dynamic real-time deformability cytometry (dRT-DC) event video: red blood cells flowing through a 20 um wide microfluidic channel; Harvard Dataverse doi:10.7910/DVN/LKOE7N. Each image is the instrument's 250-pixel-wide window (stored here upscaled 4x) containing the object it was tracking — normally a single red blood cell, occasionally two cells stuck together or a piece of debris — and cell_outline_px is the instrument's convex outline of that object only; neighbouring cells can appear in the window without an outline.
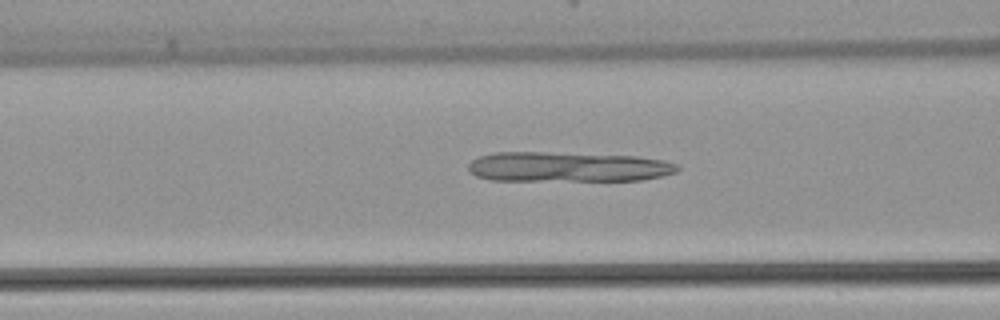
{"species": "common noctule bat (a hibernating species)", "species_latin": "Nyctalus noctula", "temperature_condition": "warm", "stored_images_in_passage": 47, "camera_frame_rate_fps": 3000, "um_per_image_px": 0.085, "animal": {"sex": "female", "body_mass_g": 22.7, "forearm_length_mm": 54.2}, "frame": {"image": 1, "passage_image": 19, "time_ms": 6.0, "image_size_px": [1000, 320], "cell_outline_px": [[680, 168], [676, 172], [660, 176], [640, 180], [492, 180], [476, 176], [468, 172], [468, 164], [472, 160], [480, 156], [496, 152], [548, 152], [636, 156], [664, 160], [676, 164]], "centroid_in_image_um": [48.23, 14.18], "position_along_channel_um": 118.4, "area_um2": 36.41}}
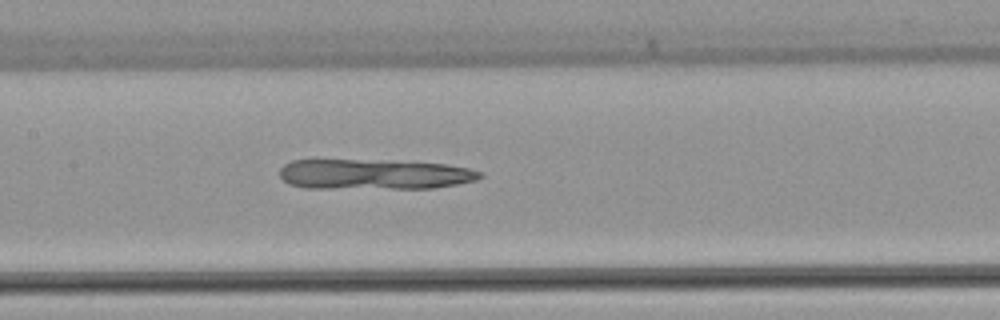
{"frame": {"image": 2, "passage_image": 23, "time_ms": 7.333, "image_size_px": [1000, 320], "cell_outline_px": [[484, 176], [476, 180], [456, 184], [432, 188], [304, 188], [288, 184], [280, 176], [280, 168], [284, 164], [292, 160], [380, 160], [444, 164], [468, 168], [484, 172]], "centroid_in_image_um": [31.79, 14.81], "position_along_channel_um": 175.6, "area_um2": 35.37}}
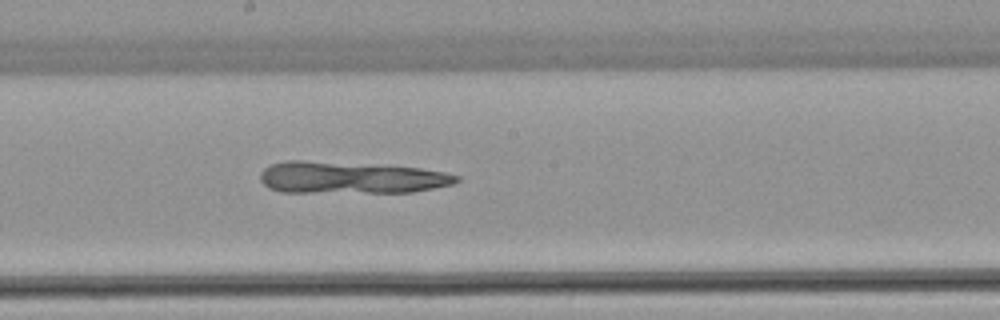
{"frame": {"image": 3, "passage_image": 26, "time_ms": 8.333, "image_size_px": [1000, 320], "cell_outline_px": [[460, 180], [456, 184], [412, 192], [280, 192], [268, 188], [260, 180], [260, 172], [264, 168], [272, 164], [284, 160], [304, 160], [420, 168], [444, 172], [460, 176]], "centroid_in_image_um": [29.8, 15.1], "position_along_channel_um": 218.4, "area_um2": 36.53}}